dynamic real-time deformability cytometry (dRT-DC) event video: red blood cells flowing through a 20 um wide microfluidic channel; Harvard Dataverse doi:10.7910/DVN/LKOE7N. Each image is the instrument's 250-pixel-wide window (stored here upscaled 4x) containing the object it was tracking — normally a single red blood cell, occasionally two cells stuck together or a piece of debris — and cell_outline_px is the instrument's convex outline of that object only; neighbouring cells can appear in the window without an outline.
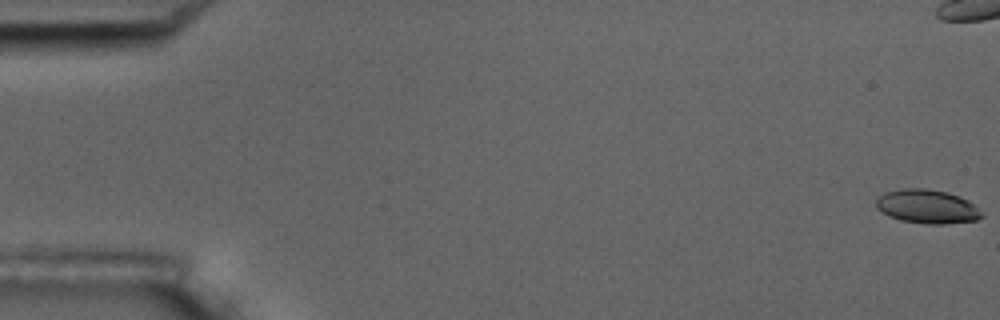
{"species": "common noctule bat (a hibernating species)", "species_latin": "Nyctalus noctula", "temperature_condition": "room temperature", "stored_images_in_passage": 18, "camera_frame_rate_fps": 3000, "um_per_image_px": 0.085, "animal": {"sex": "male", "body_mass_g": 17.5, "forearm_length_mm": 52.3}, "frame": {"image": 1, "passage_image": 1, "time_ms": 0.0, "image_size_px": [1000, 320], "cell_outline_px": [[984, 216], [976, 220], [944, 224], [928, 224], [900, 220], [888, 216], [876, 208], [876, 200], [884, 192], [900, 188], [924, 188], [948, 192], [960, 196], [968, 200]], "centroid_in_image_um": [78.77, 17.55], "position_along_channel_um": 6.2, "area_um2": 20.87}, "authors_computed_cell_mechanics": {"area_um2": 22.253, "velocity_mm_per_s": 3.5162, "shape_relaxation_time_tau1_ms": 10.4755, "shape_relaxation_time_tau2_ms": 3.044, "deformation_change_tau1": 0.1833, "deformation_change_tau2": 0.0977}}